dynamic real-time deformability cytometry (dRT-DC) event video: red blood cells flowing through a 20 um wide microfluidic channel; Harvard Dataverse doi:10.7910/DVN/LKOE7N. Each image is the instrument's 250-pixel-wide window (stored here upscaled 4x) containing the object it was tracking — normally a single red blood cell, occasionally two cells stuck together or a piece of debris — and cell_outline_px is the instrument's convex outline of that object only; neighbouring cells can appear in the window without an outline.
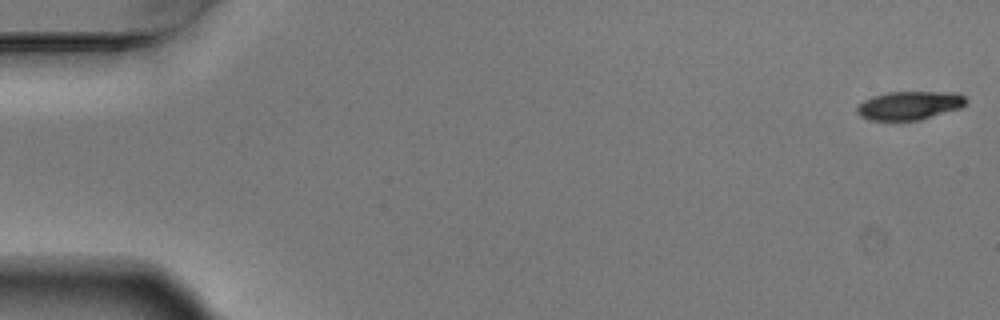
{"species": "Egyptian fruit bat (a non-hibernating species)", "species_latin": "Rousettus aegyptiacus", "temperature_condition": "warm", "stored_images_in_passage": 6, "camera_frame_rate_fps": 3000, "um_per_image_px": 0.085, "animal": {"sex": "male"}, "frame": {"image": 1, "passage_image": 1, "time_ms": 0.0, "image_size_px": [1000, 320], "cell_outline_px": [[968, 100], [960, 108], [920, 120], [868, 120], [860, 116], [856, 112], [856, 108], [864, 100], [872, 96], [888, 92], [960, 92]], "centroid_in_image_um": [77.31, 8.96], "position_along_channel_um": 7.7, "area_um2": 18.21}}
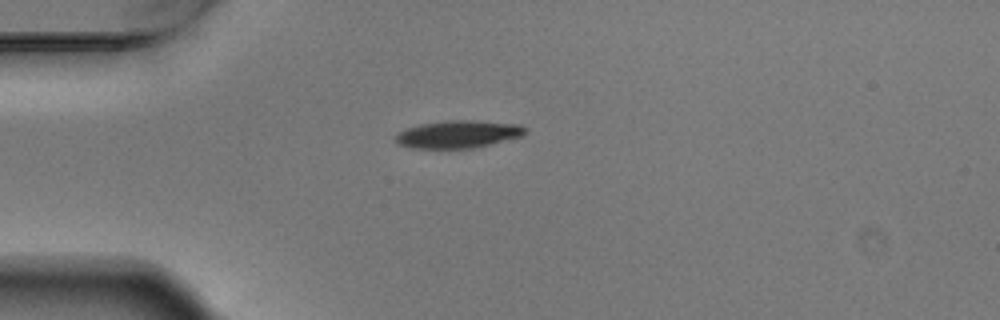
{"frame": {"image": 2, "passage_image": 5, "time_ms": 1.333, "image_size_px": [1000, 320], "cell_outline_px": [[528, 132], [524, 136], [472, 148], [412, 148], [396, 144], [396, 132], [420, 124], [448, 120], [472, 120], [520, 124], [528, 128]], "centroid_in_image_um": [38.98, 11.4], "position_along_channel_um": 46.0, "area_um2": 20.98}}